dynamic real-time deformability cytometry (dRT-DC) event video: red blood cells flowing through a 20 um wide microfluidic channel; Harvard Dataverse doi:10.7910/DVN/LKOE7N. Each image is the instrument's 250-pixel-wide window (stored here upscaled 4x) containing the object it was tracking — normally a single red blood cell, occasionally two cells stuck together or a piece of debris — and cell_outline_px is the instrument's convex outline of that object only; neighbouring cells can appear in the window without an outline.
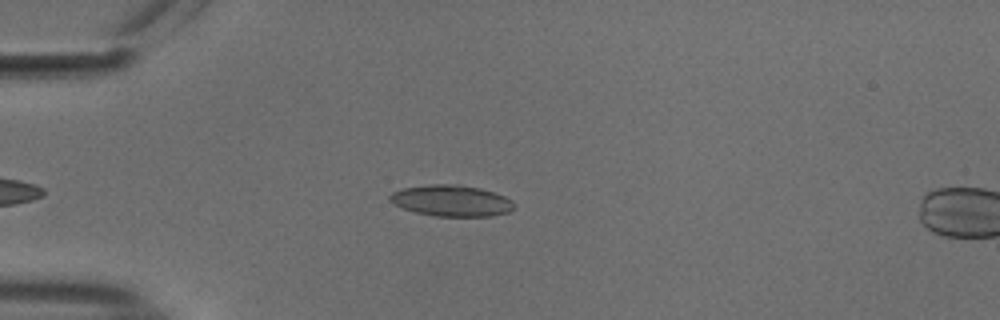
{"species": "common noctule bat (a hibernating species)", "species_latin": "Nyctalus noctula", "temperature_condition": "cold", "stored_images_in_passage": 8, "camera_frame_rate_fps": 3000, "um_per_image_px": 0.085, "animal": {"sex": "male", "body_mass_g": 18.8}, "frame": {"image": 1, "passage_image": 5, "time_ms": 1.333, "image_size_px": [1000, 320], "cell_outline_px": [[516, 208], [508, 212], [492, 216], [436, 216], [416, 212], [404, 208], [388, 200], [388, 196], [392, 192], [404, 188], [428, 184], [460, 184], [480, 188], [504, 196], [512, 200], [516, 204]], "centroid_in_image_um": [38.4, 17.05], "position_along_channel_um": 46.6, "area_um2": 22.66}}